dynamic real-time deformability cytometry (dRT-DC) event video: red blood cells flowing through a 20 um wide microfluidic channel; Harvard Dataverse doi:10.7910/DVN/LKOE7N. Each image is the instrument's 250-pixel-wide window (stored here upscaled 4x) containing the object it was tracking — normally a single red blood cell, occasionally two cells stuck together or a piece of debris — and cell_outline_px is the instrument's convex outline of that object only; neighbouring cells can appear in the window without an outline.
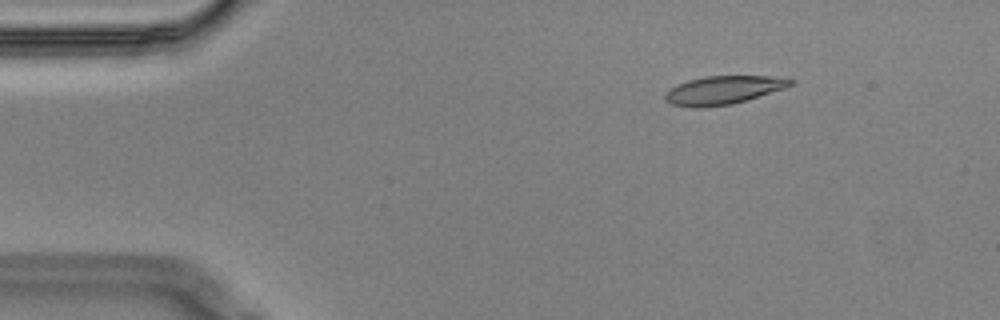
{"species": "Egyptian fruit bat (a non-hibernating species)", "species_latin": "Rousettus aegyptiacus", "temperature_condition": "cold", "stored_images_in_passage": 5, "camera_frame_rate_fps": 3000, "um_per_image_px": 0.085, "animal": {"sex": "male"}, "frame": {"image": 1, "passage_image": 3, "time_ms": 0.667, "image_size_px": [1000, 320], "cell_outline_px": [[796, 80], [792, 84], [784, 88], [748, 100], [732, 104], [704, 108], [692, 108], [672, 104], [664, 100], [664, 96], [672, 88], [688, 80], [704, 76], [784, 76]], "centroid_in_image_um": [61.53, 7.66], "position_along_channel_um": 23.5, "area_um2": 20.87}}